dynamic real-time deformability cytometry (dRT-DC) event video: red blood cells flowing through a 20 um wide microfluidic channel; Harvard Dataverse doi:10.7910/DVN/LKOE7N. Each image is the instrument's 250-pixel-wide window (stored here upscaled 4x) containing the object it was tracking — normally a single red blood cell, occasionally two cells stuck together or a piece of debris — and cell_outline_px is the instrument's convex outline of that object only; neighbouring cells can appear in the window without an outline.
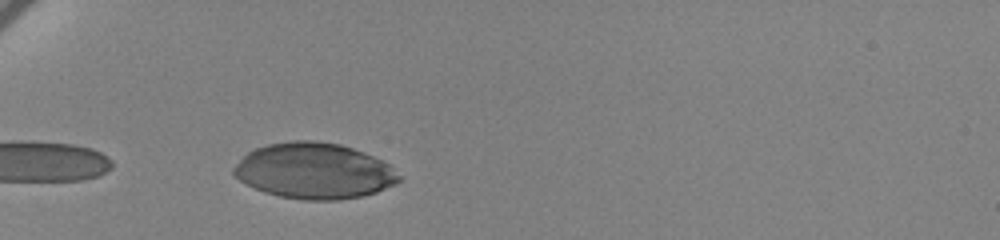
{"species": "human", "species_latin": "Homo sapiens", "temperature_condition": "cold", "stored_images_in_passage": 28, "camera_frame_rate_fps": 3000, "um_per_image_px": 0.085, "donor": {"sex": "female"}, "frame": {"image": 1, "passage_image": 1, "time_ms": 0.0, "image_size_px": [1000, 240], "cell_outline_px": [[404, 180], [396, 184], [376, 192], [364, 196], [340, 200], [304, 200], [280, 196], [264, 192], [240, 180], [232, 172], [232, 168], [248, 152], [256, 148], [268, 144], [292, 140], [316, 140], [340, 144], [364, 152], [392, 164], [404, 176]], "centroid_in_image_um": [26.8, 14.52], "position_along_channel_um": 58.2, "area_um2": 54.33}}
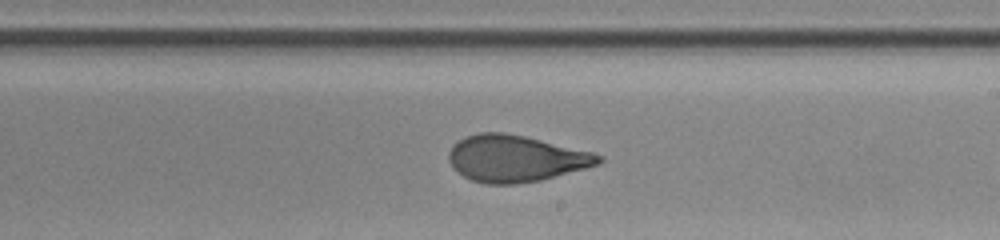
{"frame": {"image": 2, "passage_image": 15, "time_ms": 4.667, "image_size_px": [1000, 240], "cell_outline_px": [[604, 160], [600, 164], [540, 180], [516, 184], [484, 184], [472, 180], [464, 176], [452, 168], [448, 160], [448, 152], [452, 144], [464, 136], [480, 132], [504, 132], [524, 136], [592, 152], [604, 156]], "centroid_in_image_um": [43.79, 13.47], "position_along_channel_um": 245.2, "area_um2": 40.81}}
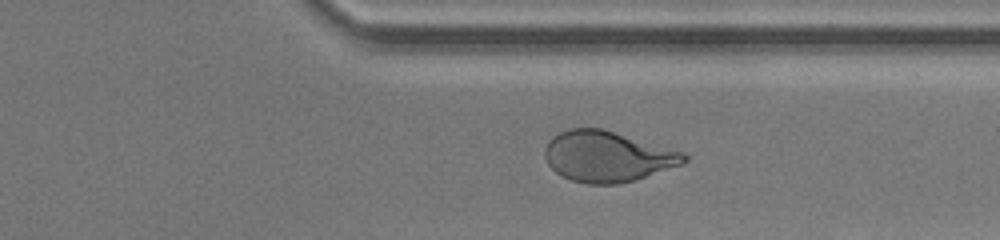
{"frame": {"image": 3, "passage_image": 25, "time_ms": 8.0, "image_size_px": [1000, 240], "cell_outline_px": [[688, 160], [684, 164], [636, 180], [620, 184], [588, 184], [572, 180], [560, 176], [548, 164], [544, 156], [544, 148], [548, 140], [552, 136], [568, 128], [604, 128], [684, 152], [688, 156]], "centroid_in_image_um": [51.64, 13.3], "position_along_channel_um": 359.8, "area_um2": 41.67}}